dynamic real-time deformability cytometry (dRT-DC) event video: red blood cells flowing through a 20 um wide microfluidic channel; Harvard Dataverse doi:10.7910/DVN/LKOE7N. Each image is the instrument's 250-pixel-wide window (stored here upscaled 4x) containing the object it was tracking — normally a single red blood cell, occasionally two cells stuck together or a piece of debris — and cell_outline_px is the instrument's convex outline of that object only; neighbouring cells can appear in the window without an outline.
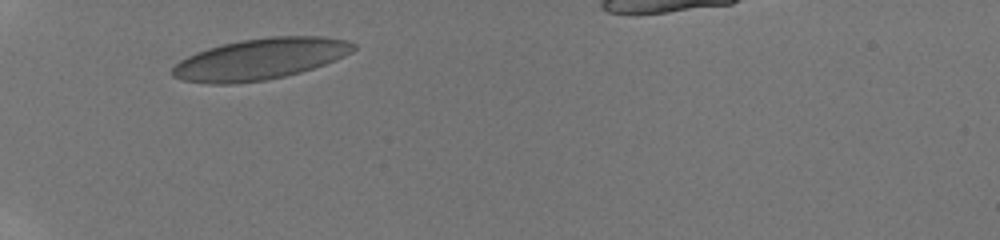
{"species": "human", "species_latin": "Homo sapiens", "temperature_condition": "room temperature", "stored_images_in_passage": 11, "camera_frame_rate_fps": 3000, "um_per_image_px": 0.085, "donor": {"sex": "male"}, "frame": {"image": 1, "passage_image": 1, "time_ms": 0.0, "image_size_px": [1000, 240], "cell_outline_px": [[356, 48], [352, 52], [344, 56], [324, 64], [300, 72], [284, 76], [264, 80], [232, 84], [208, 84], [184, 80], [172, 76], [172, 68], [180, 60], [196, 52], [208, 48], [240, 40], [272, 36], [320, 36], [348, 40], [356, 44]], "centroid_in_image_um": [22.12, 5.01], "position_along_channel_um": 62.9, "area_um2": 43.29}}
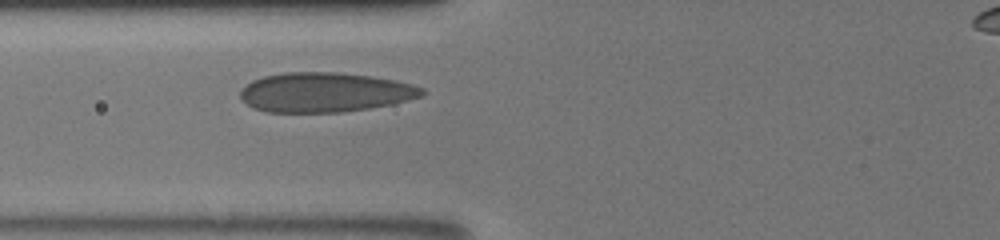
{"frame": {"image": 2, "passage_image": 8, "time_ms": 1.333, "image_size_px": [1000, 240], "cell_outline_px": [[428, 92], [424, 96], [392, 104], [368, 108], [340, 112], [264, 112], [252, 108], [240, 96], [240, 92], [252, 80], [264, 76], [284, 72], [332, 72], [368, 76], [392, 80], [412, 84], [424, 88]], "centroid_in_image_um": [27.64, 7.85], "position_along_channel_um": 98.2, "area_um2": 41.79}}